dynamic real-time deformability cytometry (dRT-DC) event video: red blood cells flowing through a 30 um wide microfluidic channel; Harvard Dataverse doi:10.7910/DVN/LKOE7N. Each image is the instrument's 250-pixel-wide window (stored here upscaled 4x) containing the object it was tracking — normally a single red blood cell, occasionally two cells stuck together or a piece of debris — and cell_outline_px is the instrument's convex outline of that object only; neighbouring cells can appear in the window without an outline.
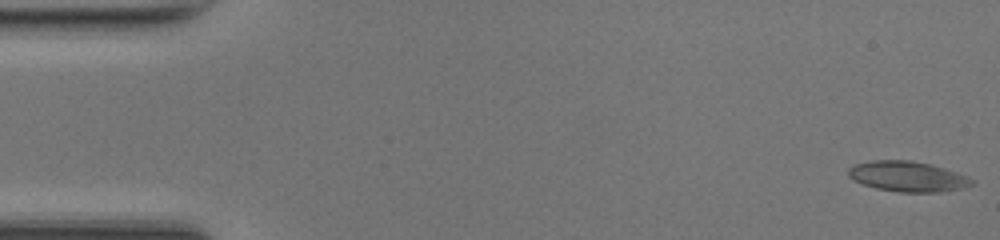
{"species": "common noctule bat (a hibernating species)", "species_latin": "Nyctalus noctula", "temperature_condition": "room temperature", "stored_images_in_passage": 49, "camera_frame_rate_fps": 3000, "um_per_image_px": 0.085, "animal": {"sex": "female", "body_mass_g": 17.0, "forearm_length_mm": 48.0}, "frame": {"image": 1, "passage_image": 1, "time_ms": 0.0, "image_size_px": [1000, 240], "cell_outline_px": [[972, 184], [956, 188], [936, 192], [900, 192], [876, 188], [852, 180], [848, 176], [848, 168], [856, 164], [872, 160], [908, 160], [928, 164], [944, 168], [956, 172], [972, 180]], "centroid_in_image_um": [77.05, 14.99], "position_along_channel_um": 8.0, "area_um2": 21.27}}
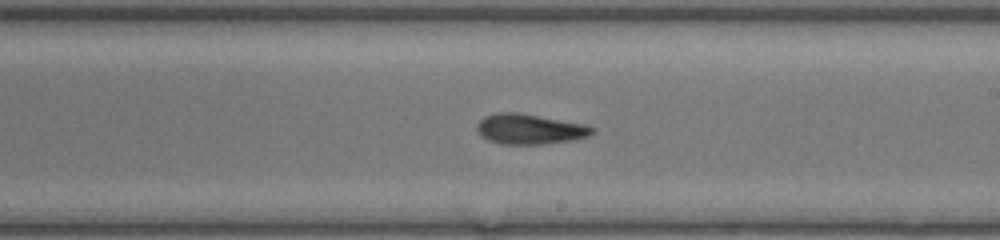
{"frame": {"image": 2, "passage_image": 28, "time_ms": 9.0, "image_size_px": [1000, 240], "cell_outline_px": [[596, 128], [588, 136], [572, 140], [540, 144], [500, 144], [488, 140], [480, 136], [476, 128], [476, 124], [484, 116], [492, 112], [520, 112], [584, 124]], "centroid_in_image_um": [44.96, 10.96], "position_along_channel_um": 244.0, "area_um2": 20.46}}
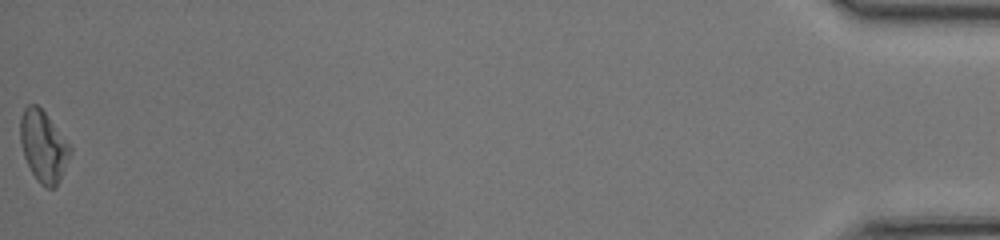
{"frame": {"image": 3, "passage_image": 49, "time_ms": 16.0, "image_size_px": [1000, 240], "cell_outline_px": [[72, 152], [60, 180], [52, 188], [48, 188], [40, 184], [36, 180], [24, 156], [20, 140], [20, 116], [24, 108], [28, 104], [36, 104], [44, 112], [72, 148]], "centroid_in_image_um": [3.68, 12.44], "position_along_channel_um": 431.5, "area_um2": 20.46}, "authors_computed_cell_mechanics": {"area_um2": 20.2878, "velocity_mm_per_s": 4.2359, "shape_relaxation_time_tau1_ms": 4.1406, "shape_relaxation_time_tau2_ms": 4.8998, "deformation_change_tau1": 0.1545, "deformation_change_tau2": 0.1496}}